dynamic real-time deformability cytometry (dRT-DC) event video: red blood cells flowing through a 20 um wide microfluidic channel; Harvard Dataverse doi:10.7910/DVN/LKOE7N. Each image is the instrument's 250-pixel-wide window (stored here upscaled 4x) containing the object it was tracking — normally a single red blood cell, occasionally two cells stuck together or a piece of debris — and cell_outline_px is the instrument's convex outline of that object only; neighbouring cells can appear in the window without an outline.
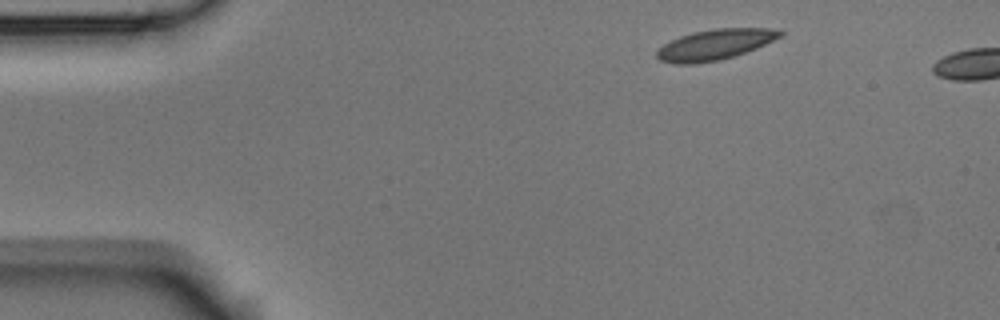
{"species": "Egyptian fruit bat (a non-hibernating species)", "species_latin": "Rousettus aegyptiacus", "temperature_condition": "room temperature", "stored_images_in_passage": 2, "camera_frame_rate_fps": 3000, "um_per_image_px": 0.085, "animal": {"sex": "male"}, "frame": {"image": 1, "passage_image": 1, "time_ms": 0.0, "image_size_px": [1000, 320], "cell_outline_px": [[784, 32], [780, 36], [756, 48], [720, 60], [692, 64], [676, 64], [660, 60], [656, 56], [656, 52], [664, 44], [680, 36], [692, 32], [716, 28], [768, 28]], "centroid_in_image_um": [60.72, 3.79], "position_along_channel_um": 24.3, "area_um2": 21.56}}